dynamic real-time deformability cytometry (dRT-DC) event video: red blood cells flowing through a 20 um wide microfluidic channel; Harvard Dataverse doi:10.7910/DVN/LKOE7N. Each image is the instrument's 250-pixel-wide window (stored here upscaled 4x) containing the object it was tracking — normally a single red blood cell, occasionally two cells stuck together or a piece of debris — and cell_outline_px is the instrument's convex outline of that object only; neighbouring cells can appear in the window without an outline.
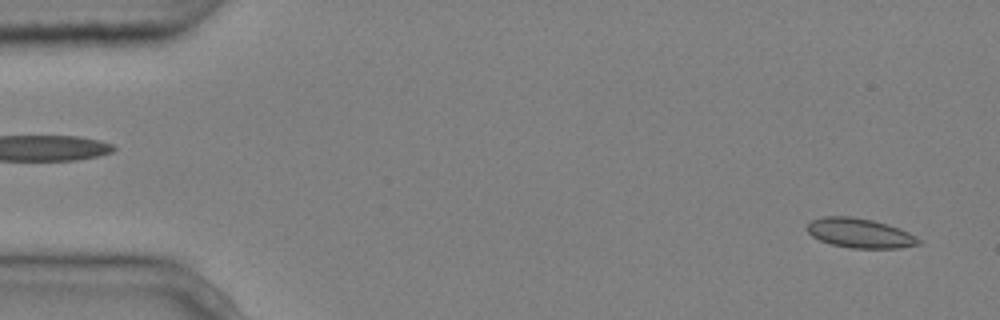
{"species": "common noctule bat (a hibernating species)", "species_latin": "Nyctalus noctula", "temperature_condition": "cold", "stored_images_in_passage": 4, "segment_of_instrument_passage": [2, 2], "camera_frame_rate_fps": 3000, "um_per_image_px": 0.085, "animal": {"sex": "male", "body_mass_g": 20.4}, "frame": {"image": 1, "passage_image": 4, "time_ms": 1.0, "image_size_px": [1000, 320], "cell_outline_px": [[920, 244], [896, 248], [848, 248], [832, 244], [820, 240], [812, 236], [804, 228], [812, 220], [824, 216], [852, 216], [872, 220], [888, 224], [900, 228], [916, 236], [920, 240]], "centroid_in_image_um": [73.06, 19.81], "position_along_channel_um": 11.9, "area_um2": 19.25}}